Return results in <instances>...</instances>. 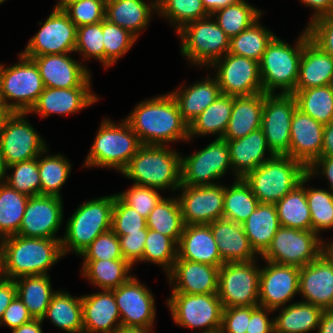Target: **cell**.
Returning a JSON list of instances; mask_svg holds the SVG:
<instances>
[{
	"mask_svg": "<svg viewBox=\"0 0 333 333\" xmlns=\"http://www.w3.org/2000/svg\"><path fill=\"white\" fill-rule=\"evenodd\" d=\"M38 66L44 87H80L91 75L80 63L65 54H47L32 58Z\"/></svg>",
	"mask_w": 333,
	"mask_h": 333,
	"instance_id": "484cf974",
	"label": "cell"
},
{
	"mask_svg": "<svg viewBox=\"0 0 333 333\" xmlns=\"http://www.w3.org/2000/svg\"><path fill=\"white\" fill-rule=\"evenodd\" d=\"M40 157L42 156H38V169L41 180V195L61 197L60 188L68 178L71 164L60 154L48 155L42 159Z\"/></svg>",
	"mask_w": 333,
	"mask_h": 333,
	"instance_id": "c3c4849f",
	"label": "cell"
},
{
	"mask_svg": "<svg viewBox=\"0 0 333 333\" xmlns=\"http://www.w3.org/2000/svg\"><path fill=\"white\" fill-rule=\"evenodd\" d=\"M318 234L309 230L280 227L268 249L261 255L266 261L303 267L318 258L328 247Z\"/></svg>",
	"mask_w": 333,
	"mask_h": 333,
	"instance_id": "30bf717a",
	"label": "cell"
},
{
	"mask_svg": "<svg viewBox=\"0 0 333 333\" xmlns=\"http://www.w3.org/2000/svg\"><path fill=\"white\" fill-rule=\"evenodd\" d=\"M62 198L38 195L29 197L17 235L28 238H56L63 218Z\"/></svg>",
	"mask_w": 333,
	"mask_h": 333,
	"instance_id": "d6986e66",
	"label": "cell"
},
{
	"mask_svg": "<svg viewBox=\"0 0 333 333\" xmlns=\"http://www.w3.org/2000/svg\"><path fill=\"white\" fill-rule=\"evenodd\" d=\"M34 318L29 313L27 307L23 304L21 299L16 295L11 301L10 305L6 308L0 324L8 325L11 330L18 328L22 324L32 321Z\"/></svg>",
	"mask_w": 333,
	"mask_h": 333,
	"instance_id": "e7e4bbea",
	"label": "cell"
},
{
	"mask_svg": "<svg viewBox=\"0 0 333 333\" xmlns=\"http://www.w3.org/2000/svg\"><path fill=\"white\" fill-rule=\"evenodd\" d=\"M209 19L189 22L178 31L182 40L181 54L197 65L210 66L229 51L230 38L216 21Z\"/></svg>",
	"mask_w": 333,
	"mask_h": 333,
	"instance_id": "9c48e42d",
	"label": "cell"
},
{
	"mask_svg": "<svg viewBox=\"0 0 333 333\" xmlns=\"http://www.w3.org/2000/svg\"><path fill=\"white\" fill-rule=\"evenodd\" d=\"M178 244L170 237L152 229L147 230V237L140 261L162 265L168 273L177 259Z\"/></svg>",
	"mask_w": 333,
	"mask_h": 333,
	"instance_id": "f907efd6",
	"label": "cell"
},
{
	"mask_svg": "<svg viewBox=\"0 0 333 333\" xmlns=\"http://www.w3.org/2000/svg\"><path fill=\"white\" fill-rule=\"evenodd\" d=\"M224 263L249 262L257 253L251 247L242 224L224 218L209 224Z\"/></svg>",
	"mask_w": 333,
	"mask_h": 333,
	"instance_id": "f546056e",
	"label": "cell"
},
{
	"mask_svg": "<svg viewBox=\"0 0 333 333\" xmlns=\"http://www.w3.org/2000/svg\"><path fill=\"white\" fill-rule=\"evenodd\" d=\"M251 247L262 255L281 227L275 204L259 203L255 211L242 223Z\"/></svg>",
	"mask_w": 333,
	"mask_h": 333,
	"instance_id": "836d02e7",
	"label": "cell"
},
{
	"mask_svg": "<svg viewBox=\"0 0 333 333\" xmlns=\"http://www.w3.org/2000/svg\"><path fill=\"white\" fill-rule=\"evenodd\" d=\"M77 27L63 11L54 8L22 54L28 58L75 51Z\"/></svg>",
	"mask_w": 333,
	"mask_h": 333,
	"instance_id": "e0dca14e",
	"label": "cell"
},
{
	"mask_svg": "<svg viewBox=\"0 0 333 333\" xmlns=\"http://www.w3.org/2000/svg\"><path fill=\"white\" fill-rule=\"evenodd\" d=\"M26 115L11 112L4 122L0 134V152L7 167L47 152L46 144L27 122Z\"/></svg>",
	"mask_w": 333,
	"mask_h": 333,
	"instance_id": "4fadbf2b",
	"label": "cell"
},
{
	"mask_svg": "<svg viewBox=\"0 0 333 333\" xmlns=\"http://www.w3.org/2000/svg\"><path fill=\"white\" fill-rule=\"evenodd\" d=\"M296 108L293 94L264 93L261 129L274 155L288 156L291 122Z\"/></svg>",
	"mask_w": 333,
	"mask_h": 333,
	"instance_id": "5bb4252c",
	"label": "cell"
},
{
	"mask_svg": "<svg viewBox=\"0 0 333 333\" xmlns=\"http://www.w3.org/2000/svg\"><path fill=\"white\" fill-rule=\"evenodd\" d=\"M333 85V58L310 39L304 44L295 90Z\"/></svg>",
	"mask_w": 333,
	"mask_h": 333,
	"instance_id": "4dcf8cb0",
	"label": "cell"
},
{
	"mask_svg": "<svg viewBox=\"0 0 333 333\" xmlns=\"http://www.w3.org/2000/svg\"><path fill=\"white\" fill-rule=\"evenodd\" d=\"M148 229L172 238L177 244L184 230L178 198H162L146 218Z\"/></svg>",
	"mask_w": 333,
	"mask_h": 333,
	"instance_id": "ee69618b",
	"label": "cell"
},
{
	"mask_svg": "<svg viewBox=\"0 0 333 333\" xmlns=\"http://www.w3.org/2000/svg\"><path fill=\"white\" fill-rule=\"evenodd\" d=\"M167 303L176 324L207 328L200 333H219L224 307L217 293H172Z\"/></svg>",
	"mask_w": 333,
	"mask_h": 333,
	"instance_id": "7c38bea8",
	"label": "cell"
},
{
	"mask_svg": "<svg viewBox=\"0 0 333 333\" xmlns=\"http://www.w3.org/2000/svg\"><path fill=\"white\" fill-rule=\"evenodd\" d=\"M81 301L83 333H114L121 326L113 289L82 296Z\"/></svg>",
	"mask_w": 333,
	"mask_h": 333,
	"instance_id": "4316f807",
	"label": "cell"
},
{
	"mask_svg": "<svg viewBox=\"0 0 333 333\" xmlns=\"http://www.w3.org/2000/svg\"><path fill=\"white\" fill-rule=\"evenodd\" d=\"M179 189H182L178 201L185 225L210 224L223 218V185H181Z\"/></svg>",
	"mask_w": 333,
	"mask_h": 333,
	"instance_id": "ac0fdd59",
	"label": "cell"
},
{
	"mask_svg": "<svg viewBox=\"0 0 333 333\" xmlns=\"http://www.w3.org/2000/svg\"><path fill=\"white\" fill-rule=\"evenodd\" d=\"M42 321V319H33L32 321L13 329L12 333H42Z\"/></svg>",
	"mask_w": 333,
	"mask_h": 333,
	"instance_id": "34e18365",
	"label": "cell"
},
{
	"mask_svg": "<svg viewBox=\"0 0 333 333\" xmlns=\"http://www.w3.org/2000/svg\"><path fill=\"white\" fill-rule=\"evenodd\" d=\"M90 79L89 77L80 87H45L28 113L35 112L43 117H47L51 113L66 115L91 105L98 98L91 93Z\"/></svg>",
	"mask_w": 333,
	"mask_h": 333,
	"instance_id": "cb8c5ba5",
	"label": "cell"
},
{
	"mask_svg": "<svg viewBox=\"0 0 333 333\" xmlns=\"http://www.w3.org/2000/svg\"><path fill=\"white\" fill-rule=\"evenodd\" d=\"M306 199L311 215L312 231L333 228V194L327 190L306 188Z\"/></svg>",
	"mask_w": 333,
	"mask_h": 333,
	"instance_id": "f5cc1de1",
	"label": "cell"
},
{
	"mask_svg": "<svg viewBox=\"0 0 333 333\" xmlns=\"http://www.w3.org/2000/svg\"><path fill=\"white\" fill-rule=\"evenodd\" d=\"M75 1H78V0H60L56 4L55 8L59 9V10H63L67 5H69L70 3H73Z\"/></svg>",
	"mask_w": 333,
	"mask_h": 333,
	"instance_id": "09005b40",
	"label": "cell"
},
{
	"mask_svg": "<svg viewBox=\"0 0 333 333\" xmlns=\"http://www.w3.org/2000/svg\"><path fill=\"white\" fill-rule=\"evenodd\" d=\"M111 230L116 235H127L128 233L140 232V230H148V228L146 218L127 205L118 195H115Z\"/></svg>",
	"mask_w": 333,
	"mask_h": 333,
	"instance_id": "11a10c76",
	"label": "cell"
},
{
	"mask_svg": "<svg viewBox=\"0 0 333 333\" xmlns=\"http://www.w3.org/2000/svg\"><path fill=\"white\" fill-rule=\"evenodd\" d=\"M224 57L212 64L217 68L216 79L222 94L240 97L263 93L258 61L228 52Z\"/></svg>",
	"mask_w": 333,
	"mask_h": 333,
	"instance_id": "2e32d148",
	"label": "cell"
},
{
	"mask_svg": "<svg viewBox=\"0 0 333 333\" xmlns=\"http://www.w3.org/2000/svg\"><path fill=\"white\" fill-rule=\"evenodd\" d=\"M249 320L250 306L224 308L219 333H246Z\"/></svg>",
	"mask_w": 333,
	"mask_h": 333,
	"instance_id": "6125c7cd",
	"label": "cell"
},
{
	"mask_svg": "<svg viewBox=\"0 0 333 333\" xmlns=\"http://www.w3.org/2000/svg\"><path fill=\"white\" fill-rule=\"evenodd\" d=\"M16 295L17 288L14 280L2 278L0 280V320Z\"/></svg>",
	"mask_w": 333,
	"mask_h": 333,
	"instance_id": "003e7915",
	"label": "cell"
},
{
	"mask_svg": "<svg viewBox=\"0 0 333 333\" xmlns=\"http://www.w3.org/2000/svg\"><path fill=\"white\" fill-rule=\"evenodd\" d=\"M28 200L7 183L0 184V240L19 233Z\"/></svg>",
	"mask_w": 333,
	"mask_h": 333,
	"instance_id": "7bdbcfd3",
	"label": "cell"
},
{
	"mask_svg": "<svg viewBox=\"0 0 333 333\" xmlns=\"http://www.w3.org/2000/svg\"><path fill=\"white\" fill-rule=\"evenodd\" d=\"M321 307L296 302L283 307L274 319V333H307L319 327L323 313Z\"/></svg>",
	"mask_w": 333,
	"mask_h": 333,
	"instance_id": "8d00e7d4",
	"label": "cell"
},
{
	"mask_svg": "<svg viewBox=\"0 0 333 333\" xmlns=\"http://www.w3.org/2000/svg\"><path fill=\"white\" fill-rule=\"evenodd\" d=\"M175 98L182 119L190 125L210 104L221 94L217 79L207 77L202 82H196L186 90L171 93Z\"/></svg>",
	"mask_w": 333,
	"mask_h": 333,
	"instance_id": "e575fe53",
	"label": "cell"
},
{
	"mask_svg": "<svg viewBox=\"0 0 333 333\" xmlns=\"http://www.w3.org/2000/svg\"><path fill=\"white\" fill-rule=\"evenodd\" d=\"M264 92L251 96L234 97L232 112L224 140L242 138L261 128Z\"/></svg>",
	"mask_w": 333,
	"mask_h": 333,
	"instance_id": "1f68e13d",
	"label": "cell"
},
{
	"mask_svg": "<svg viewBox=\"0 0 333 333\" xmlns=\"http://www.w3.org/2000/svg\"><path fill=\"white\" fill-rule=\"evenodd\" d=\"M231 166L227 141L216 138L197 153L181 157V185H216L210 180L222 177Z\"/></svg>",
	"mask_w": 333,
	"mask_h": 333,
	"instance_id": "9a60e30c",
	"label": "cell"
},
{
	"mask_svg": "<svg viewBox=\"0 0 333 333\" xmlns=\"http://www.w3.org/2000/svg\"><path fill=\"white\" fill-rule=\"evenodd\" d=\"M150 5L143 0H106L105 19L137 38L138 32L148 25L152 8L157 10V0Z\"/></svg>",
	"mask_w": 333,
	"mask_h": 333,
	"instance_id": "d6a6232c",
	"label": "cell"
},
{
	"mask_svg": "<svg viewBox=\"0 0 333 333\" xmlns=\"http://www.w3.org/2000/svg\"><path fill=\"white\" fill-rule=\"evenodd\" d=\"M259 20L254 22L249 28L239 35L230 39L228 53L261 61L267 45L275 35L262 27Z\"/></svg>",
	"mask_w": 333,
	"mask_h": 333,
	"instance_id": "bcb514c9",
	"label": "cell"
},
{
	"mask_svg": "<svg viewBox=\"0 0 333 333\" xmlns=\"http://www.w3.org/2000/svg\"><path fill=\"white\" fill-rule=\"evenodd\" d=\"M239 0H202L203 6L210 16L219 9L234 4Z\"/></svg>",
	"mask_w": 333,
	"mask_h": 333,
	"instance_id": "753ad0ef",
	"label": "cell"
},
{
	"mask_svg": "<svg viewBox=\"0 0 333 333\" xmlns=\"http://www.w3.org/2000/svg\"><path fill=\"white\" fill-rule=\"evenodd\" d=\"M132 265L125 259L84 260L83 276L101 290H112L126 283L132 276L128 275Z\"/></svg>",
	"mask_w": 333,
	"mask_h": 333,
	"instance_id": "60d3db41",
	"label": "cell"
},
{
	"mask_svg": "<svg viewBox=\"0 0 333 333\" xmlns=\"http://www.w3.org/2000/svg\"><path fill=\"white\" fill-rule=\"evenodd\" d=\"M121 317V326L153 328L155 317L154 297L136 277L113 289Z\"/></svg>",
	"mask_w": 333,
	"mask_h": 333,
	"instance_id": "ffe728a7",
	"label": "cell"
},
{
	"mask_svg": "<svg viewBox=\"0 0 333 333\" xmlns=\"http://www.w3.org/2000/svg\"><path fill=\"white\" fill-rule=\"evenodd\" d=\"M321 155L333 156V122L324 126Z\"/></svg>",
	"mask_w": 333,
	"mask_h": 333,
	"instance_id": "2644e50d",
	"label": "cell"
},
{
	"mask_svg": "<svg viewBox=\"0 0 333 333\" xmlns=\"http://www.w3.org/2000/svg\"><path fill=\"white\" fill-rule=\"evenodd\" d=\"M318 166H322V174H325L326 178H328L330 182V192L333 194V156L321 155L307 168L308 175H315L317 168H320Z\"/></svg>",
	"mask_w": 333,
	"mask_h": 333,
	"instance_id": "a7ac6f4b",
	"label": "cell"
},
{
	"mask_svg": "<svg viewBox=\"0 0 333 333\" xmlns=\"http://www.w3.org/2000/svg\"><path fill=\"white\" fill-rule=\"evenodd\" d=\"M45 317L66 332L83 333L81 297L75 298L62 291L55 292L42 320Z\"/></svg>",
	"mask_w": 333,
	"mask_h": 333,
	"instance_id": "ab89813d",
	"label": "cell"
},
{
	"mask_svg": "<svg viewBox=\"0 0 333 333\" xmlns=\"http://www.w3.org/2000/svg\"><path fill=\"white\" fill-rule=\"evenodd\" d=\"M105 10L106 0H78L63 9L76 27L102 22Z\"/></svg>",
	"mask_w": 333,
	"mask_h": 333,
	"instance_id": "6f0895ef",
	"label": "cell"
},
{
	"mask_svg": "<svg viewBox=\"0 0 333 333\" xmlns=\"http://www.w3.org/2000/svg\"><path fill=\"white\" fill-rule=\"evenodd\" d=\"M218 273L217 266L176 259L167 275L177 281L172 293L210 294L218 292Z\"/></svg>",
	"mask_w": 333,
	"mask_h": 333,
	"instance_id": "d4e9b609",
	"label": "cell"
},
{
	"mask_svg": "<svg viewBox=\"0 0 333 333\" xmlns=\"http://www.w3.org/2000/svg\"><path fill=\"white\" fill-rule=\"evenodd\" d=\"M306 174L307 168L301 162L275 155L243 179L260 203L275 204L299 185Z\"/></svg>",
	"mask_w": 333,
	"mask_h": 333,
	"instance_id": "277c9868",
	"label": "cell"
},
{
	"mask_svg": "<svg viewBox=\"0 0 333 333\" xmlns=\"http://www.w3.org/2000/svg\"><path fill=\"white\" fill-rule=\"evenodd\" d=\"M155 189L156 188L134 184L128 191L117 195L140 215L147 218L162 199V196Z\"/></svg>",
	"mask_w": 333,
	"mask_h": 333,
	"instance_id": "91938a15",
	"label": "cell"
},
{
	"mask_svg": "<svg viewBox=\"0 0 333 333\" xmlns=\"http://www.w3.org/2000/svg\"><path fill=\"white\" fill-rule=\"evenodd\" d=\"M231 168L237 178H244L275 155L270 151L263 130L260 128L248 135L227 141ZM266 150L270 157L265 158Z\"/></svg>",
	"mask_w": 333,
	"mask_h": 333,
	"instance_id": "f1b7e54d",
	"label": "cell"
},
{
	"mask_svg": "<svg viewBox=\"0 0 333 333\" xmlns=\"http://www.w3.org/2000/svg\"><path fill=\"white\" fill-rule=\"evenodd\" d=\"M121 173L137 185L176 190L181 186V157L165 145H142Z\"/></svg>",
	"mask_w": 333,
	"mask_h": 333,
	"instance_id": "3957f363",
	"label": "cell"
},
{
	"mask_svg": "<svg viewBox=\"0 0 333 333\" xmlns=\"http://www.w3.org/2000/svg\"><path fill=\"white\" fill-rule=\"evenodd\" d=\"M114 333H152L151 328L120 326Z\"/></svg>",
	"mask_w": 333,
	"mask_h": 333,
	"instance_id": "11e5206c",
	"label": "cell"
},
{
	"mask_svg": "<svg viewBox=\"0 0 333 333\" xmlns=\"http://www.w3.org/2000/svg\"><path fill=\"white\" fill-rule=\"evenodd\" d=\"M16 279L17 296L34 319H42L55 293L52 292L49 275L21 276Z\"/></svg>",
	"mask_w": 333,
	"mask_h": 333,
	"instance_id": "74e56055",
	"label": "cell"
},
{
	"mask_svg": "<svg viewBox=\"0 0 333 333\" xmlns=\"http://www.w3.org/2000/svg\"><path fill=\"white\" fill-rule=\"evenodd\" d=\"M260 202L243 178H237L229 188L224 187L223 218L242 224Z\"/></svg>",
	"mask_w": 333,
	"mask_h": 333,
	"instance_id": "f6af8a7d",
	"label": "cell"
},
{
	"mask_svg": "<svg viewBox=\"0 0 333 333\" xmlns=\"http://www.w3.org/2000/svg\"><path fill=\"white\" fill-rule=\"evenodd\" d=\"M157 11L177 24V32L189 22L211 17L202 0H157Z\"/></svg>",
	"mask_w": 333,
	"mask_h": 333,
	"instance_id": "681fc988",
	"label": "cell"
},
{
	"mask_svg": "<svg viewBox=\"0 0 333 333\" xmlns=\"http://www.w3.org/2000/svg\"><path fill=\"white\" fill-rule=\"evenodd\" d=\"M102 31L105 68H107L125 55L137 38L124 28L110 23L107 19L102 21Z\"/></svg>",
	"mask_w": 333,
	"mask_h": 333,
	"instance_id": "db71d44e",
	"label": "cell"
},
{
	"mask_svg": "<svg viewBox=\"0 0 333 333\" xmlns=\"http://www.w3.org/2000/svg\"><path fill=\"white\" fill-rule=\"evenodd\" d=\"M312 177L308 173L299 185L275 203L280 225L286 228L312 231L311 215L304 183Z\"/></svg>",
	"mask_w": 333,
	"mask_h": 333,
	"instance_id": "d590c367",
	"label": "cell"
},
{
	"mask_svg": "<svg viewBox=\"0 0 333 333\" xmlns=\"http://www.w3.org/2000/svg\"><path fill=\"white\" fill-rule=\"evenodd\" d=\"M114 201L115 195H111L80 205L69 218L61 238L63 255L71 249L80 255L100 234L111 230Z\"/></svg>",
	"mask_w": 333,
	"mask_h": 333,
	"instance_id": "8992f818",
	"label": "cell"
},
{
	"mask_svg": "<svg viewBox=\"0 0 333 333\" xmlns=\"http://www.w3.org/2000/svg\"><path fill=\"white\" fill-rule=\"evenodd\" d=\"M6 170H7V166H6V164H5V161H4V159H3L2 154H1V152H0V184L6 183V180L4 179L5 175L7 174V173H5ZM3 179H4V180H3ZM1 180H2L3 182H2Z\"/></svg>",
	"mask_w": 333,
	"mask_h": 333,
	"instance_id": "b9fcfbb0",
	"label": "cell"
},
{
	"mask_svg": "<svg viewBox=\"0 0 333 333\" xmlns=\"http://www.w3.org/2000/svg\"><path fill=\"white\" fill-rule=\"evenodd\" d=\"M234 96L221 94L189 125V138L194 135L219 134L222 138L230 120Z\"/></svg>",
	"mask_w": 333,
	"mask_h": 333,
	"instance_id": "f35d334b",
	"label": "cell"
},
{
	"mask_svg": "<svg viewBox=\"0 0 333 333\" xmlns=\"http://www.w3.org/2000/svg\"><path fill=\"white\" fill-rule=\"evenodd\" d=\"M120 240L121 253L126 261L133 265L143 257V250L147 237V230L128 233L127 235H117Z\"/></svg>",
	"mask_w": 333,
	"mask_h": 333,
	"instance_id": "be15d7a7",
	"label": "cell"
},
{
	"mask_svg": "<svg viewBox=\"0 0 333 333\" xmlns=\"http://www.w3.org/2000/svg\"><path fill=\"white\" fill-rule=\"evenodd\" d=\"M327 249L333 254V242L328 245Z\"/></svg>",
	"mask_w": 333,
	"mask_h": 333,
	"instance_id": "979ff035",
	"label": "cell"
},
{
	"mask_svg": "<svg viewBox=\"0 0 333 333\" xmlns=\"http://www.w3.org/2000/svg\"><path fill=\"white\" fill-rule=\"evenodd\" d=\"M7 169H14L13 175L6 176V183L11 188L28 197L41 195L38 157L12 164Z\"/></svg>",
	"mask_w": 333,
	"mask_h": 333,
	"instance_id": "816d5d0a",
	"label": "cell"
},
{
	"mask_svg": "<svg viewBox=\"0 0 333 333\" xmlns=\"http://www.w3.org/2000/svg\"><path fill=\"white\" fill-rule=\"evenodd\" d=\"M297 108L323 125L333 122V85L295 90Z\"/></svg>",
	"mask_w": 333,
	"mask_h": 333,
	"instance_id": "b9f144b4",
	"label": "cell"
},
{
	"mask_svg": "<svg viewBox=\"0 0 333 333\" xmlns=\"http://www.w3.org/2000/svg\"><path fill=\"white\" fill-rule=\"evenodd\" d=\"M260 271L255 260L221 265L217 295L223 307L259 306Z\"/></svg>",
	"mask_w": 333,
	"mask_h": 333,
	"instance_id": "8fae6325",
	"label": "cell"
},
{
	"mask_svg": "<svg viewBox=\"0 0 333 333\" xmlns=\"http://www.w3.org/2000/svg\"><path fill=\"white\" fill-rule=\"evenodd\" d=\"M266 262L260 271L259 306L277 310L299 292L300 268Z\"/></svg>",
	"mask_w": 333,
	"mask_h": 333,
	"instance_id": "44dd1931",
	"label": "cell"
},
{
	"mask_svg": "<svg viewBox=\"0 0 333 333\" xmlns=\"http://www.w3.org/2000/svg\"><path fill=\"white\" fill-rule=\"evenodd\" d=\"M215 14L217 15L216 22L218 26L222 28L225 34L231 39L256 22L262 12L249 5V3H246V1L239 0L234 4L217 10L211 15V18L214 17Z\"/></svg>",
	"mask_w": 333,
	"mask_h": 333,
	"instance_id": "7dc6e473",
	"label": "cell"
},
{
	"mask_svg": "<svg viewBox=\"0 0 333 333\" xmlns=\"http://www.w3.org/2000/svg\"><path fill=\"white\" fill-rule=\"evenodd\" d=\"M141 146L138 135L125 119L119 125L104 119L85 166L112 167L122 172Z\"/></svg>",
	"mask_w": 333,
	"mask_h": 333,
	"instance_id": "52a82bcc",
	"label": "cell"
},
{
	"mask_svg": "<svg viewBox=\"0 0 333 333\" xmlns=\"http://www.w3.org/2000/svg\"><path fill=\"white\" fill-rule=\"evenodd\" d=\"M306 30L310 40L333 58V17L324 16L310 21Z\"/></svg>",
	"mask_w": 333,
	"mask_h": 333,
	"instance_id": "94428289",
	"label": "cell"
},
{
	"mask_svg": "<svg viewBox=\"0 0 333 333\" xmlns=\"http://www.w3.org/2000/svg\"><path fill=\"white\" fill-rule=\"evenodd\" d=\"M177 259L209 264L220 268V257L209 224L185 225L177 247Z\"/></svg>",
	"mask_w": 333,
	"mask_h": 333,
	"instance_id": "83f0119b",
	"label": "cell"
},
{
	"mask_svg": "<svg viewBox=\"0 0 333 333\" xmlns=\"http://www.w3.org/2000/svg\"><path fill=\"white\" fill-rule=\"evenodd\" d=\"M303 32L295 49L276 36L267 45L259 62L264 93H274L277 88L282 94L295 91L303 46L310 39L307 30Z\"/></svg>",
	"mask_w": 333,
	"mask_h": 333,
	"instance_id": "5b68a950",
	"label": "cell"
},
{
	"mask_svg": "<svg viewBox=\"0 0 333 333\" xmlns=\"http://www.w3.org/2000/svg\"><path fill=\"white\" fill-rule=\"evenodd\" d=\"M19 56L20 63L11 67L0 64V102L10 112L28 113L45 87L35 61L22 53Z\"/></svg>",
	"mask_w": 333,
	"mask_h": 333,
	"instance_id": "ba28073f",
	"label": "cell"
},
{
	"mask_svg": "<svg viewBox=\"0 0 333 333\" xmlns=\"http://www.w3.org/2000/svg\"><path fill=\"white\" fill-rule=\"evenodd\" d=\"M80 255L84 260L124 259L119 237L112 230L100 234Z\"/></svg>",
	"mask_w": 333,
	"mask_h": 333,
	"instance_id": "680465c9",
	"label": "cell"
},
{
	"mask_svg": "<svg viewBox=\"0 0 333 333\" xmlns=\"http://www.w3.org/2000/svg\"><path fill=\"white\" fill-rule=\"evenodd\" d=\"M299 292L303 302L333 310V254L328 249L300 268Z\"/></svg>",
	"mask_w": 333,
	"mask_h": 333,
	"instance_id": "7402d4cb",
	"label": "cell"
},
{
	"mask_svg": "<svg viewBox=\"0 0 333 333\" xmlns=\"http://www.w3.org/2000/svg\"><path fill=\"white\" fill-rule=\"evenodd\" d=\"M324 126L296 108L292 116L288 156L308 168L321 156Z\"/></svg>",
	"mask_w": 333,
	"mask_h": 333,
	"instance_id": "603a6c76",
	"label": "cell"
},
{
	"mask_svg": "<svg viewBox=\"0 0 333 333\" xmlns=\"http://www.w3.org/2000/svg\"><path fill=\"white\" fill-rule=\"evenodd\" d=\"M63 255L61 239L14 235L0 240V273L3 278L48 275L47 270Z\"/></svg>",
	"mask_w": 333,
	"mask_h": 333,
	"instance_id": "7a4b0ae2",
	"label": "cell"
},
{
	"mask_svg": "<svg viewBox=\"0 0 333 333\" xmlns=\"http://www.w3.org/2000/svg\"><path fill=\"white\" fill-rule=\"evenodd\" d=\"M318 333H333V310H324L318 327Z\"/></svg>",
	"mask_w": 333,
	"mask_h": 333,
	"instance_id": "8c879c8a",
	"label": "cell"
},
{
	"mask_svg": "<svg viewBox=\"0 0 333 333\" xmlns=\"http://www.w3.org/2000/svg\"><path fill=\"white\" fill-rule=\"evenodd\" d=\"M274 312L262 306H250V320L246 333H274V320L267 313Z\"/></svg>",
	"mask_w": 333,
	"mask_h": 333,
	"instance_id": "03108f58",
	"label": "cell"
},
{
	"mask_svg": "<svg viewBox=\"0 0 333 333\" xmlns=\"http://www.w3.org/2000/svg\"><path fill=\"white\" fill-rule=\"evenodd\" d=\"M305 5L311 7L316 12L313 14L312 20L324 16L333 15V0H301Z\"/></svg>",
	"mask_w": 333,
	"mask_h": 333,
	"instance_id": "89a4df30",
	"label": "cell"
},
{
	"mask_svg": "<svg viewBox=\"0 0 333 333\" xmlns=\"http://www.w3.org/2000/svg\"><path fill=\"white\" fill-rule=\"evenodd\" d=\"M11 112L0 102V134L6 118Z\"/></svg>",
	"mask_w": 333,
	"mask_h": 333,
	"instance_id": "2a66077c",
	"label": "cell"
},
{
	"mask_svg": "<svg viewBox=\"0 0 333 333\" xmlns=\"http://www.w3.org/2000/svg\"><path fill=\"white\" fill-rule=\"evenodd\" d=\"M102 22L77 27L76 52H81L85 59L97 58L105 66Z\"/></svg>",
	"mask_w": 333,
	"mask_h": 333,
	"instance_id": "9f6ffc18",
	"label": "cell"
},
{
	"mask_svg": "<svg viewBox=\"0 0 333 333\" xmlns=\"http://www.w3.org/2000/svg\"><path fill=\"white\" fill-rule=\"evenodd\" d=\"M142 145L189 140V125L182 119L179 106L166 94L139 103L126 118Z\"/></svg>",
	"mask_w": 333,
	"mask_h": 333,
	"instance_id": "6da1fadb",
	"label": "cell"
}]
</instances>
